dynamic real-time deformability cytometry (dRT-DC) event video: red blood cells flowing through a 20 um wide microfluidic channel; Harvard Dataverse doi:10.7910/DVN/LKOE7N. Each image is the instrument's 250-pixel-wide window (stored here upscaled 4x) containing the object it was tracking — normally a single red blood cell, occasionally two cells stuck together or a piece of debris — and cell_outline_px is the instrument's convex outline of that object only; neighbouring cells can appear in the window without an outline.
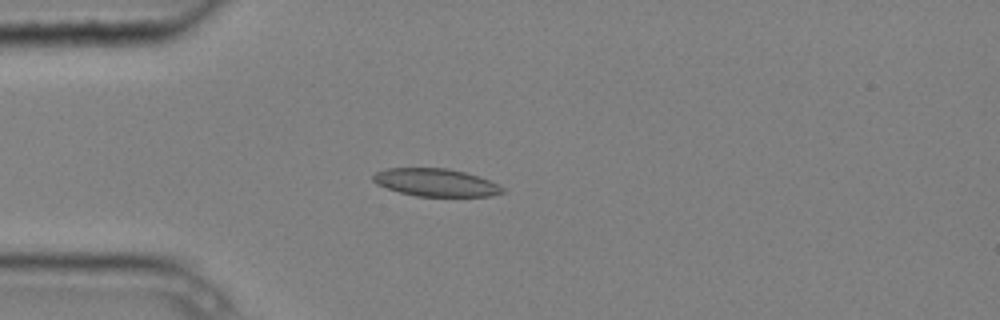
{"species": "common noctule bat (a hibernating species)", "species_latin": "Nyctalus noctula", "temperature_condition": "cold", "stored_images_in_passage": 3, "camera_frame_rate_fps": 3000, "um_per_image_px": 0.085, "animal": {"sex": "male", "body_mass_g": 20.4}, "frame": {"image": 1, "passage_image": 3, "time_ms": 0.667, "image_size_px": [1000, 320], "cell_outline_px": [[504, 192], [492, 196], [416, 196], [400, 192], [376, 184], [372, 180], [372, 176], [376, 172], [384, 168], [448, 168], [464, 172], [488, 180], [504, 188]], "centroid_in_image_um": [37.0, 15.51], "position_along_channel_um": 48.0, "area_um2": 20.75}}